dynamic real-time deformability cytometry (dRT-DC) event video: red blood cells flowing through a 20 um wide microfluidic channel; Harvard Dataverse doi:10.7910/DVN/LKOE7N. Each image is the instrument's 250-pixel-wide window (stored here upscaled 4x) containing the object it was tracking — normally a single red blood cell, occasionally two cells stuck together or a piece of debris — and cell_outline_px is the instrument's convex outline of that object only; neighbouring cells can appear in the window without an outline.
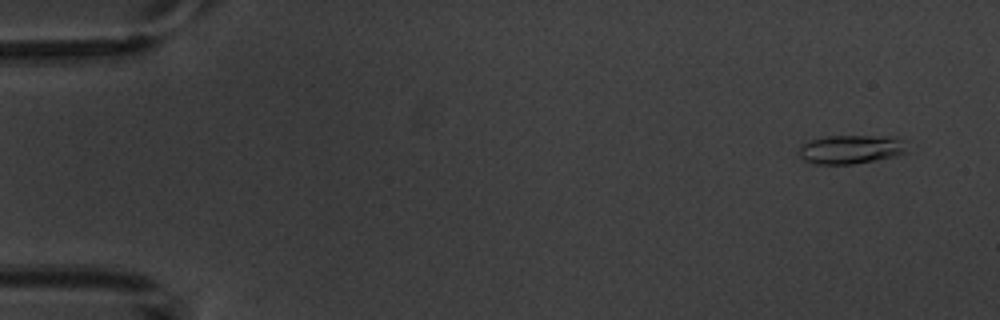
{"species": "common noctule bat (a hibernating species)", "species_latin": "Nyctalus noctula", "temperature_condition": "warm", "stored_images_in_passage": 5, "camera_frame_rate_fps": 3000, "um_per_image_px": 0.085, "animal": {"sex": "male", "body_mass_g": 20.1, "forearm_length_mm": 53.5}, "frame": {"image": 1, "passage_image": 1, "time_ms": 0.0, "image_size_px": [1000, 320], "cell_outline_px": [[908, 152], [896, 156], [852, 164], [816, 164], [804, 160], [800, 156], [800, 144], [808, 140], [824, 136], [896, 136], [904, 140]], "centroid_in_image_um": [72.34, 12.68], "position_along_channel_um": 12.7, "area_um2": 18.38}}